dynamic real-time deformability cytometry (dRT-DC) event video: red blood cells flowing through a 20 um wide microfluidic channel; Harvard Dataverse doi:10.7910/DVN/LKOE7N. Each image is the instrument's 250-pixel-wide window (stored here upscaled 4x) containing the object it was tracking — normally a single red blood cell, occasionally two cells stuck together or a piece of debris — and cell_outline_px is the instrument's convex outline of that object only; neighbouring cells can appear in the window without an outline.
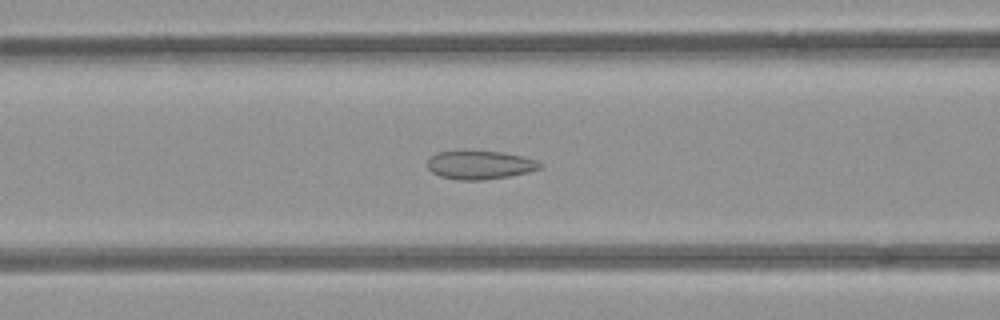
{"species": "common noctule bat (a hibernating species)", "species_latin": "Nyctalus noctula", "temperature_condition": "room temperature", "stored_images_in_passage": 53, "camera_frame_rate_fps": 3000, "um_per_image_px": 0.085, "animal": {"sex": "female", "body_mass_g": 21.9}, "frame": {"image": 1, "passage_image": 21, "time_ms": 6.667, "image_size_px": [1000, 320], "cell_outline_px": [[544, 164], [540, 168], [528, 172], [508, 176], [484, 180], [456, 180], [440, 176], [432, 172], [428, 168], [428, 160], [436, 152], [500, 152], [520, 156], [536, 160]], "centroid_in_image_um": [40.79, 14.04], "position_along_channel_um": 125.8, "area_um2": 18.32}}
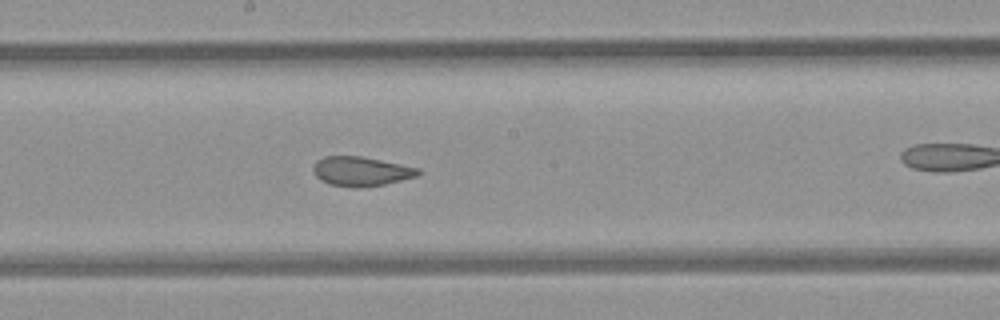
{"frame": {"image": 2, "passage_image": 28, "time_ms": 9.0, "image_size_px": [1000, 320], "cell_outline_px": [[420, 172], [416, 176], [384, 184], [328, 184], [320, 180], [316, 176], [312, 168], [316, 160], [324, 156], [360, 156], [420, 168]], "centroid_in_image_um": [30.66, 14.5], "position_along_channel_um": 217.5, "area_um2": 17.05}}
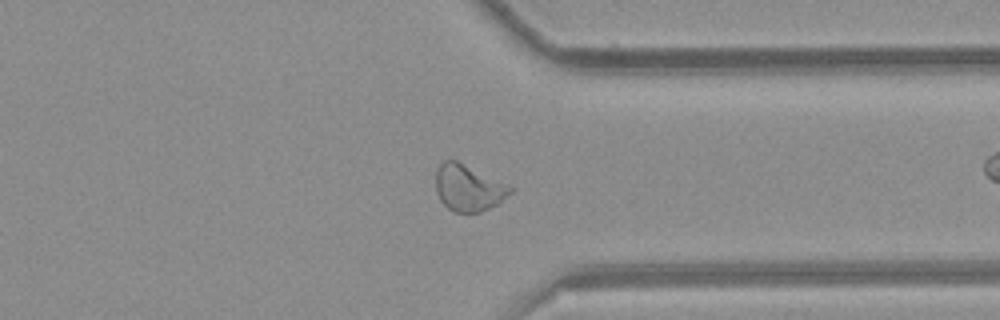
{"frame": {"image": 3, "passage_image": 40, "time_ms": 13.0, "image_size_px": [1000, 320], "cell_outline_px": [[512, 192], [496, 204], [480, 212], [456, 212], [448, 208], [440, 200], [436, 192], [436, 168], [444, 160], [456, 160], [508, 184], [512, 188]], "centroid_in_image_um": [39.78, 15.96], "position_along_channel_um": 371.6, "area_um2": 19.94}, "authors_computed_cell_mechanics": {"area_um2": 20.5768, "velocity_mm_per_s": 3.9247, "shape_relaxation_time_tau1_ms": null, "shape_relaxation_time_tau2_ms": 1.0889, "deformation_change_tau1": null, "deformation_change_tau2": 0.0774}}